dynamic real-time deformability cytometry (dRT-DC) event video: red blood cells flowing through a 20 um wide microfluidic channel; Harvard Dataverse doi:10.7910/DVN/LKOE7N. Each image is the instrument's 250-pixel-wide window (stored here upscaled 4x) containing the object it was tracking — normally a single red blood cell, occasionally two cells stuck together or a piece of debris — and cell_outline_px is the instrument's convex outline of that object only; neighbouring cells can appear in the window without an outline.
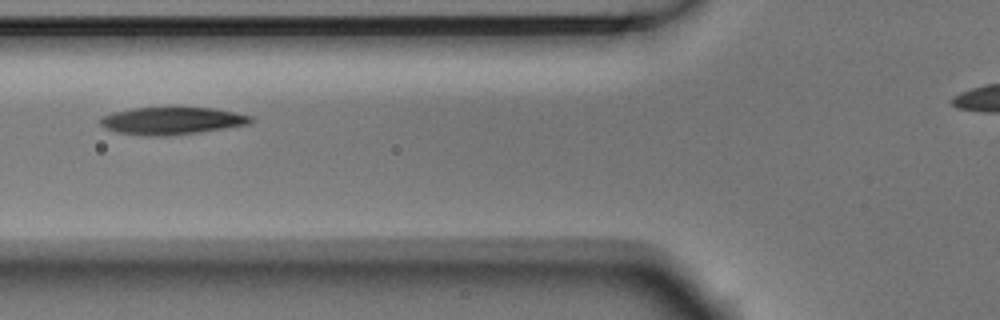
{"species": "Egyptian fruit bat (a non-hibernating species)", "species_latin": "Rousettus aegyptiacus", "temperature_condition": "room temperature", "stored_images_in_passage": 4, "camera_frame_rate_fps": 3000, "um_per_image_px": 0.085, "animal": {"sex": "male"}, "frame": {"image": 1, "passage_image": 4, "time_ms": 1.0, "image_size_px": [1000, 320], "cell_outline_px": [[256, 120], [248, 124], [200, 132], [168, 136], [148, 136], [116, 132], [104, 128], [100, 124], [100, 120], [104, 116], [116, 112], [132, 108], [168, 104], [172, 104], [212, 108], [236, 112], [252, 116]], "centroid_in_image_um": [14.64, 10.22], "position_along_channel_um": 111.2, "area_um2": 25.09}}